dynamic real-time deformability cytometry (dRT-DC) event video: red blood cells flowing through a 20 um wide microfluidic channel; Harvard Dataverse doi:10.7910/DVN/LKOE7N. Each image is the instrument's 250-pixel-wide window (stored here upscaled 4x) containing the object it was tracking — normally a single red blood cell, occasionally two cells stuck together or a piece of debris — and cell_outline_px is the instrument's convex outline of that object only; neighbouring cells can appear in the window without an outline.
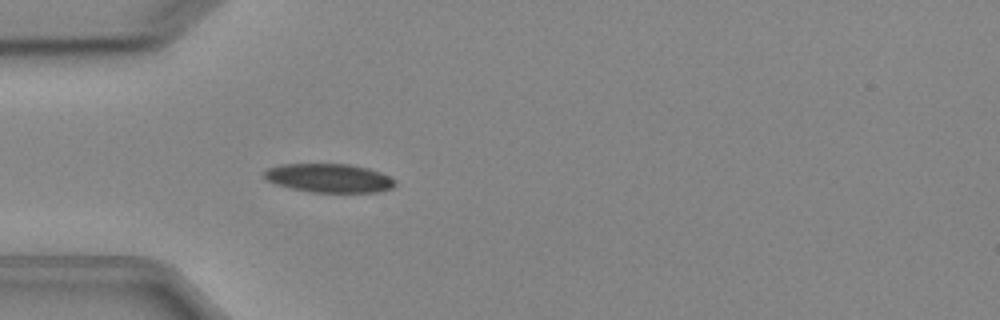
{"species": "Egyptian fruit bat (a non-hibernating species)", "species_latin": "Rousettus aegyptiacus", "temperature_condition": "cold", "stored_images_in_passage": 5, "camera_frame_rate_fps": 3000, "um_per_image_px": 0.085, "animal": {"sex": "female"}, "frame": {"image": 1, "passage_image": 5, "time_ms": 4.667, "image_size_px": [1000, 320], "cell_outline_px": [[396, 184], [392, 188], [376, 192], [312, 192], [292, 188], [276, 184], [268, 180], [264, 176], [264, 172], [268, 168], [280, 164], [348, 164], [368, 168], [392, 176], [396, 180]], "centroid_in_image_um": [28.02, 15.13], "position_along_channel_um": 57.0, "area_um2": 21.91}}